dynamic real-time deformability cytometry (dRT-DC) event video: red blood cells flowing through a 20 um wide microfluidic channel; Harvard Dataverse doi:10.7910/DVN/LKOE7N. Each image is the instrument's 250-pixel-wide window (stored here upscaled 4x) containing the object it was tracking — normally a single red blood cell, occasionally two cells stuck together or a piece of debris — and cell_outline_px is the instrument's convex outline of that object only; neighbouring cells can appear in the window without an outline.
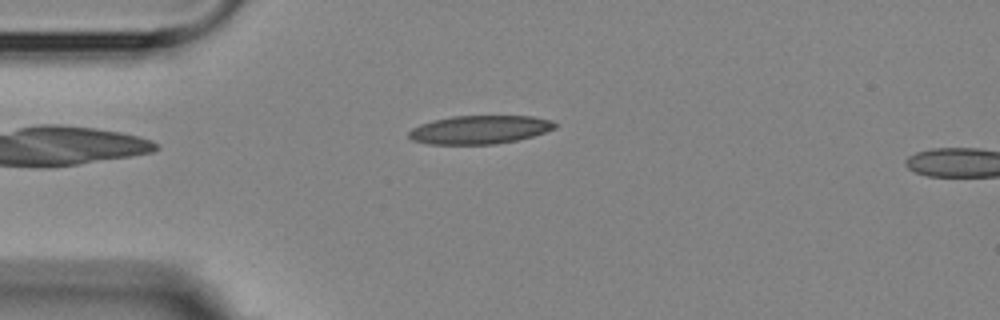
{"species": "Egyptian fruit bat (a non-hibernating species)", "species_latin": "Rousettus aegyptiacus", "temperature_condition": "room temperature", "stored_images_in_passage": 3, "camera_frame_rate_fps": 3000, "um_per_image_px": 0.085, "animal": {"sex": "female"}, "frame": {"image": 1, "passage_image": 3, "time_ms": 2.333, "image_size_px": [1000, 320], "cell_outline_px": [[556, 128], [532, 136], [516, 140], [496, 144], [428, 144], [412, 140], [408, 136], [408, 132], [412, 128], [420, 124], [432, 120], [452, 116], [532, 116], [552, 120], [556, 124]], "centroid_in_image_um": [40.75, 11.02], "position_along_channel_um": 44.3, "area_um2": 24.22}}